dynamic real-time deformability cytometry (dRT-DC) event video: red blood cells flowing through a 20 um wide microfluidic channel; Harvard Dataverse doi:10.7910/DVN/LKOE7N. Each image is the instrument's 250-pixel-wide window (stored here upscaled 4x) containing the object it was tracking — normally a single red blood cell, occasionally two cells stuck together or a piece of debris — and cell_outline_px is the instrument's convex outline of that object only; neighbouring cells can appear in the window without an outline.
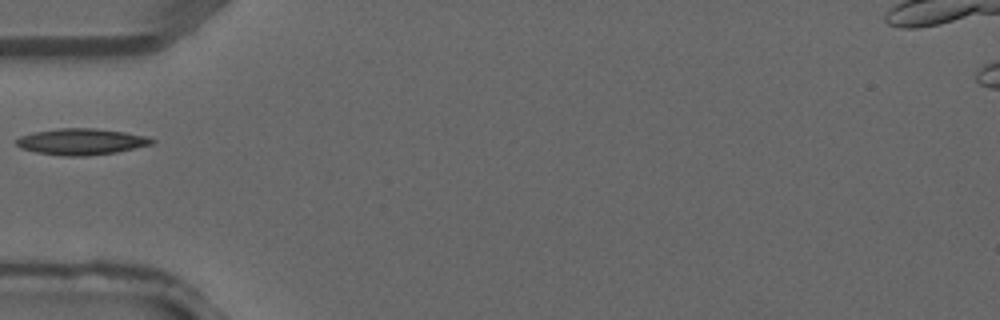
{"species": "common noctule bat (a hibernating species)", "species_latin": "Nyctalus noctula", "temperature_condition": "warm", "stored_images_in_passage": 1, "camera_frame_rate_fps": 3000, "um_per_image_px": 0.085, "animal": {"sex": "male", "forearm_length_mm": 52.5}, "frame": {"image": 1, "passage_image": 1, "time_ms": 0.0, "image_size_px": [1000, 320], "cell_outline_px": [[156, 140], [152, 144], [116, 152], [88, 156], [64, 156], [36, 152], [20, 148], [16, 144], [16, 140], [20, 136], [32, 132], [60, 128], [96, 128], [124, 132], [148, 136]], "centroid_in_image_um": [6.91, 12.04], "position_along_channel_um": 78.1, "area_um2": 20.81}}